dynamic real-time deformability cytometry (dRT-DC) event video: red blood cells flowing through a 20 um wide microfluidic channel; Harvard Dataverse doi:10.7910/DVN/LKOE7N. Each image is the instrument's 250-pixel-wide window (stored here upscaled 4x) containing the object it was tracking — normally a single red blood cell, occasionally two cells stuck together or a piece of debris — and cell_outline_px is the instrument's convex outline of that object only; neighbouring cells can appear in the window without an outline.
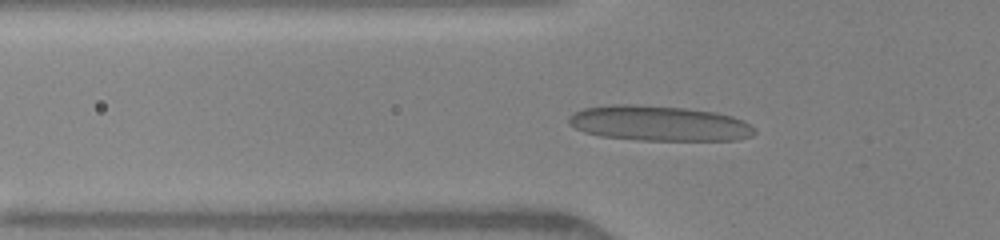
{"species": "human", "species_latin": "Homo sapiens", "temperature_condition": "warm", "stored_images_in_passage": 17, "camera_frame_rate_fps": 3000, "um_per_image_px": 0.085, "donor": {"sex": "female"}, "frame": {"image": 1, "passage_image": 15, "time_ms": 5.333, "image_size_px": [1000, 240], "cell_outline_px": [[756, 132], [752, 136], [736, 140], [640, 140], [600, 136], [584, 132], [568, 124], [568, 116], [572, 112], [584, 108], [612, 104], [636, 104], [684, 108], [716, 112], [732, 116], [744, 120], [756, 128]], "centroid_in_image_um": [56.01, 10.48], "position_along_channel_um": 69.8, "area_um2": 38.44}}